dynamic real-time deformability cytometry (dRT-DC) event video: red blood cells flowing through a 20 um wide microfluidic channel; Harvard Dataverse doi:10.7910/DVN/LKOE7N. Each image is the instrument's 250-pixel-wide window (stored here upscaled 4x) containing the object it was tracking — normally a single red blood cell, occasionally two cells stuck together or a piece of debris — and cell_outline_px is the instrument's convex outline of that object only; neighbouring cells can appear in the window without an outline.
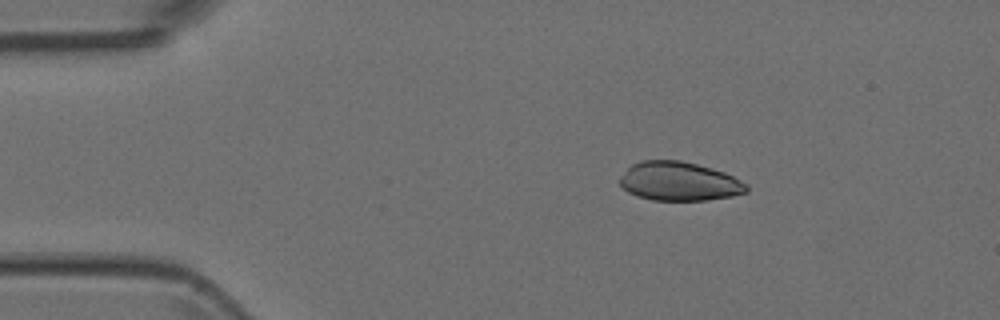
{"species": "Egyptian fruit bat (a non-hibernating species)", "species_latin": "Rousettus aegyptiacus", "temperature_condition": "room temperature", "stored_images_in_passage": 4, "camera_frame_rate_fps": 3000, "um_per_image_px": 0.085, "animal": {"sex": "female"}, "frame": {"image": 1, "passage_image": 1, "time_ms": 0.0, "image_size_px": [1000, 320], "cell_outline_px": [[748, 192], [732, 196], [708, 200], [652, 200], [636, 196], [628, 192], [620, 184], [620, 176], [632, 164], [644, 160], [680, 160], [712, 168], [724, 172], [748, 184]], "centroid_in_image_um": [57.74, 15.42], "position_along_channel_um": 27.3, "area_um2": 28.73}}
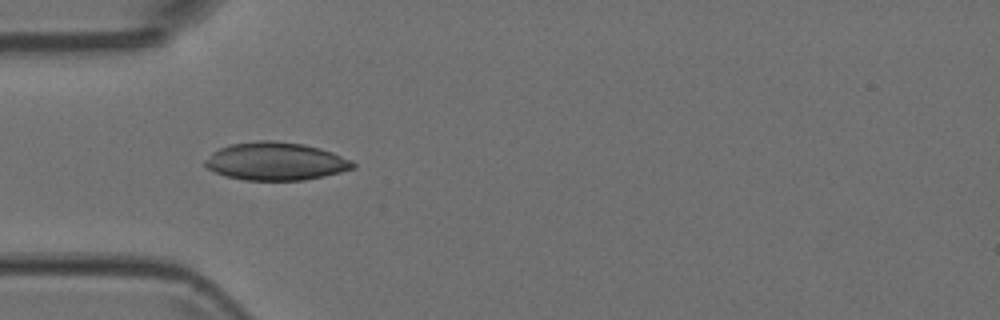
{"frame": {"image": 2, "passage_image": 3, "time_ms": 0.667, "image_size_px": [1000, 320], "cell_outline_px": [[356, 168], [324, 176], [304, 180], [244, 180], [224, 176], [208, 168], [204, 164], [204, 160], [212, 152], [220, 148], [232, 144], [260, 140], [272, 140], [304, 144], [320, 148], [332, 152], [352, 160], [356, 164]], "centroid_in_image_um": [23.45, 13.71], "position_along_channel_um": 61.6, "area_um2": 32.77}}
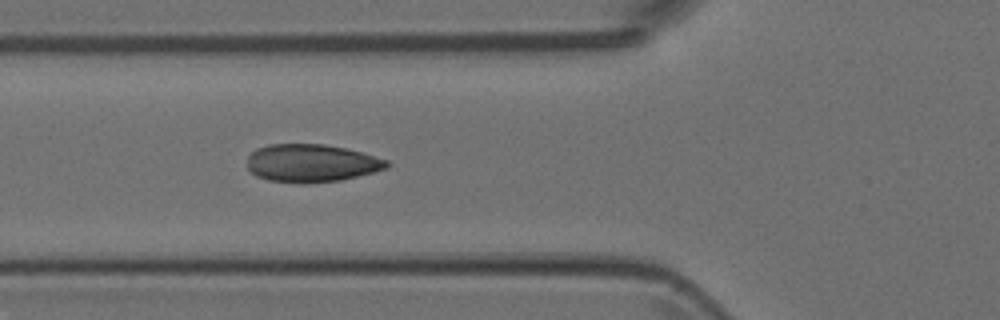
{"frame": {"image": 3, "passage_image": 4, "time_ms": 1.0, "image_size_px": [1000, 320], "cell_outline_px": [[388, 168], [340, 180], [304, 184], [268, 180], [256, 176], [248, 168], [248, 156], [256, 148], [268, 144], [324, 144], [344, 148], [360, 152], [388, 160]], "centroid_in_image_um": [26.44, 13.87], "position_along_channel_um": 99.4, "area_um2": 30.69}}